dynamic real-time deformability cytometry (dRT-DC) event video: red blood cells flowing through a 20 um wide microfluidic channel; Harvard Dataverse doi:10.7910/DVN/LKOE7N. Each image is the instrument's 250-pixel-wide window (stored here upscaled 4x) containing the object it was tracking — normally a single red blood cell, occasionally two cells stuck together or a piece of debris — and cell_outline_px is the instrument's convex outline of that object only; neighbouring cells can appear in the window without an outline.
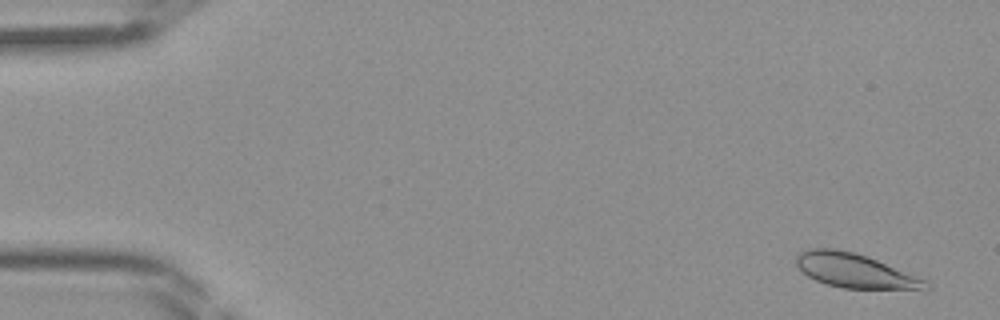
{"species": "Egyptian fruit bat (a non-hibernating species)", "species_latin": "Rousettus aegyptiacus", "temperature_condition": "room temperature", "stored_images_in_passage": 45, "segment_of_instrument_passage": [1, 2], "camera_frame_rate_fps": 3000, "um_per_image_px": 0.085, "frame": {"image": 1, "passage_image": 2, "time_ms": 0.333, "image_size_px": [1000, 320], "cell_outline_px": [[932, 288], [928, 292], [924, 292], [844, 288], [828, 284], [816, 280], [808, 276], [796, 264], [796, 256], [800, 252], [808, 248], [836, 248], [856, 252], [928, 276]], "centroid_in_image_um": [73.0, 23.06], "position_along_channel_um": 12.0, "area_um2": 27.86}}
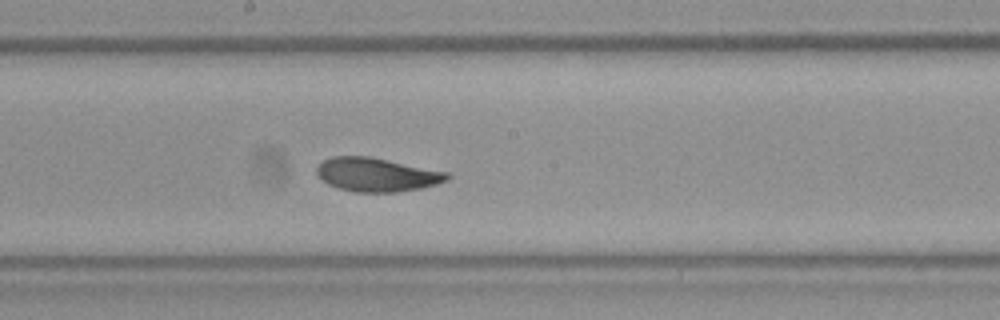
{"frame": {"image": 2, "passage_image": 24, "time_ms": 7.667, "image_size_px": [1000, 320], "cell_outline_px": [[452, 176], [448, 180], [436, 184], [420, 188], [396, 192], [356, 192], [340, 188], [328, 184], [316, 176], [316, 168], [324, 160], [332, 156], [368, 156], [448, 172]], "centroid_in_image_um": [32.01, 14.84], "position_along_channel_um": 216.2, "area_um2": 25.55}}
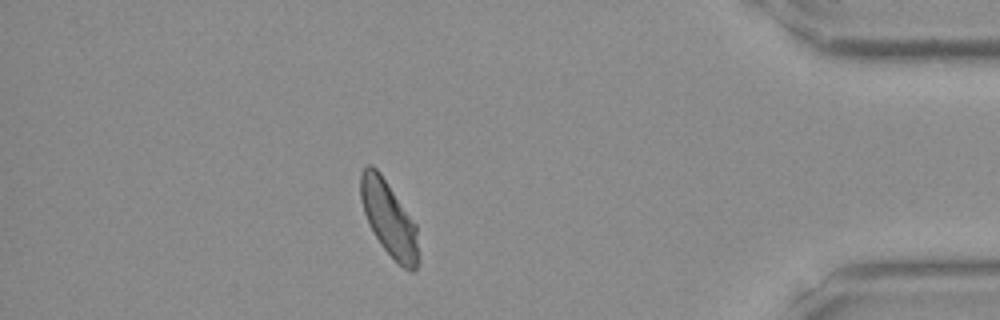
{"frame": {"image": 3, "passage_image": 39, "time_ms": 12.667, "image_size_px": [1000, 320], "cell_outline_px": [[416, 272], [412, 272], [404, 268], [380, 244], [368, 224], [360, 200], [360, 172], [368, 164], [372, 164], [380, 172], [416, 224]], "centroid_in_image_um": [33.0, 18.52], "position_along_channel_um": 402.2, "area_um2": 24.74}}